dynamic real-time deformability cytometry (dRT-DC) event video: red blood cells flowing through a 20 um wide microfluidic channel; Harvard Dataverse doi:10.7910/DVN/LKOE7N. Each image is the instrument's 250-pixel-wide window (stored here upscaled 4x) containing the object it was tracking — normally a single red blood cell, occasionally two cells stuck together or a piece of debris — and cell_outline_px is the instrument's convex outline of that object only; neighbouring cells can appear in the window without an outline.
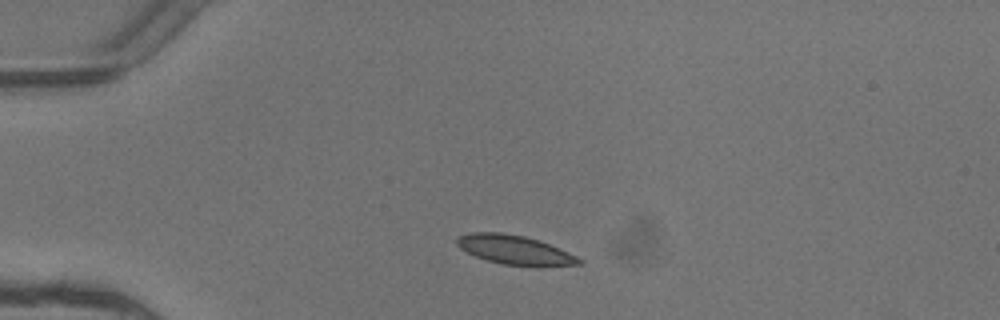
{"species": "common noctule bat (a hibernating species)", "species_latin": "Nyctalus noctula", "temperature_condition": "warm", "stored_images_in_passage": 3, "camera_frame_rate_fps": 3000, "um_per_image_px": 0.085, "animal": {"sex": "female"}, "frame": {"image": 1, "passage_image": 1, "time_ms": 0.0, "image_size_px": [1000, 320], "cell_outline_px": [[584, 264], [504, 264], [488, 260], [476, 256], [460, 248], [456, 244], [456, 240], [460, 236], [472, 232], [504, 232], [524, 236], [548, 244], [568, 252], [584, 260]], "centroid_in_image_um": [43.69, 21.19], "position_along_channel_um": 41.3, "area_um2": 19.83}}
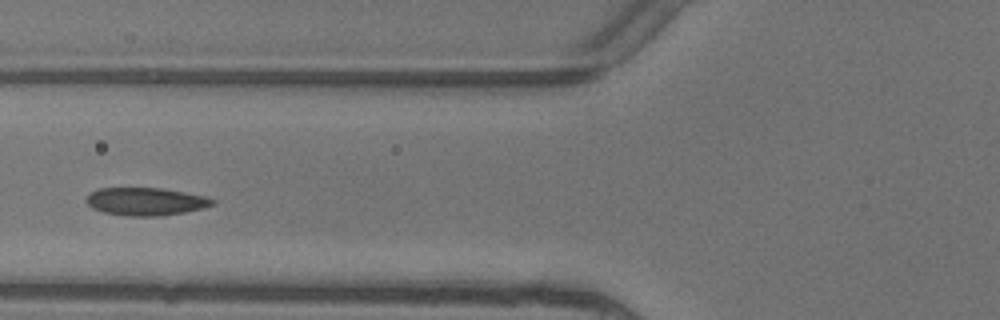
{"frame": {"image": 2, "passage_image": 3, "time_ms": 0.667, "image_size_px": [1000, 320], "cell_outline_px": [[216, 204], [204, 208], [184, 212], [160, 216], [128, 216], [104, 212], [92, 208], [84, 200], [92, 192], [100, 188], [164, 188], [204, 196], [216, 200]], "centroid_in_image_um": [12.42, 17.13], "position_along_channel_um": 113.4, "area_um2": 20.46}}